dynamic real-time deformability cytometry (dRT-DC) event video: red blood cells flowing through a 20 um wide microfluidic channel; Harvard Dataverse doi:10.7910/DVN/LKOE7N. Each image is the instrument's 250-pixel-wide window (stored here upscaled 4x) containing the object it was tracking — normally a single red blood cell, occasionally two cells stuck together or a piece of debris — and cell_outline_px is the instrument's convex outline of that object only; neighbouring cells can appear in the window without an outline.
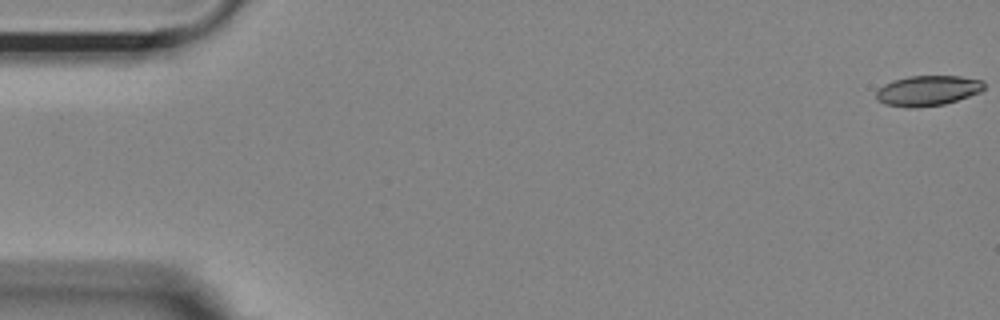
{"species": "Egyptian fruit bat (a non-hibernating species)", "species_latin": "Rousettus aegyptiacus", "temperature_condition": "room temperature", "stored_images_in_passage": 56, "segment_of_instrument_passage": [1, 2], "camera_frame_rate_fps": 3000, "um_per_image_px": 0.085, "animal": {"sex": "female"}, "frame": {"image": 1, "passage_image": 1, "time_ms": 0.0, "image_size_px": [1000, 320], "cell_outline_px": [[984, 88], [980, 92], [944, 104], [912, 108], [908, 108], [884, 104], [876, 100], [876, 92], [884, 84], [892, 80], [908, 76], [960, 76], [984, 80]], "centroid_in_image_um": [78.83, 7.7], "position_along_channel_um": 6.2, "area_um2": 19.07}}
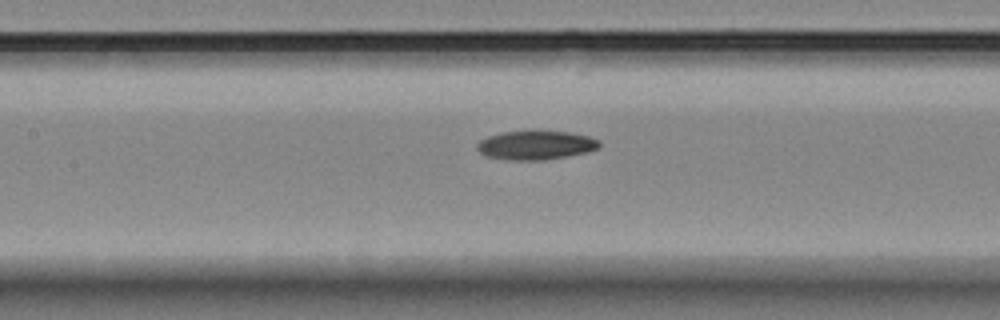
{"frame": {"image": 2, "passage_image": 25, "time_ms": 8.0, "image_size_px": [1000, 320], "cell_outline_px": [[600, 148], [588, 152], [568, 156], [544, 160], [508, 160], [488, 156], [480, 152], [476, 148], [476, 144], [480, 140], [488, 136], [504, 132], [568, 132], [588, 136], [600, 140]], "centroid_in_image_um": [45.57, 12.36], "position_along_channel_um": 161.8, "area_um2": 20.4}}
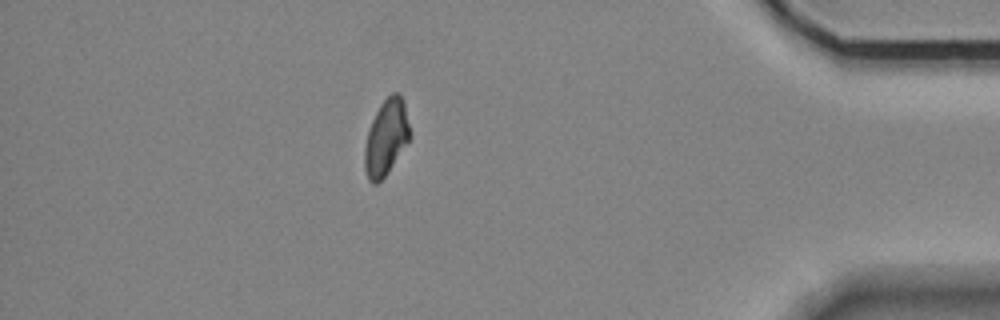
{"frame": {"image": 3, "passage_image": 48, "time_ms": 15.667, "image_size_px": [1000, 320], "cell_outline_px": [[412, 136], [388, 172], [376, 184], [372, 184], [368, 180], [364, 168], [364, 148], [368, 132], [372, 120], [380, 104], [392, 92], [400, 92], [404, 100], [412, 132]], "centroid_in_image_um": [32.85, 11.66], "position_along_channel_um": 402.3, "area_um2": 20.29}}